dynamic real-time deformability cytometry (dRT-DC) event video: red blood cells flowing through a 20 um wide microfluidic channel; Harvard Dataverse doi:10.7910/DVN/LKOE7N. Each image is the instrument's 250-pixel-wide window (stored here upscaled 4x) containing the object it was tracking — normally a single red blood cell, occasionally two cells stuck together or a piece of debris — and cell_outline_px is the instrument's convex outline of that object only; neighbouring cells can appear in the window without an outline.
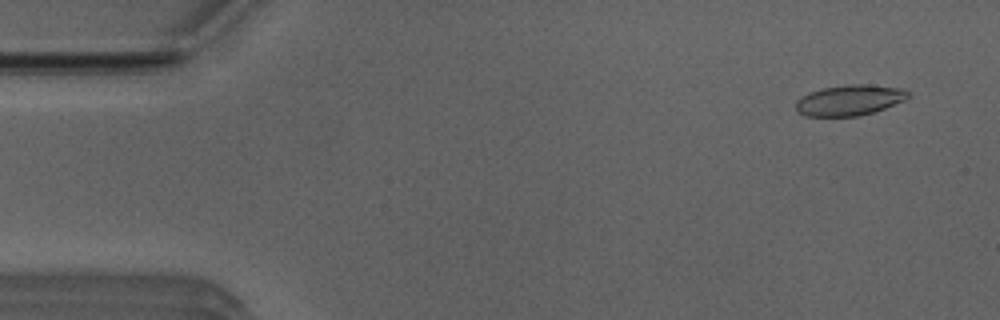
{"species": "Egyptian fruit bat (a non-hibernating species)", "species_latin": "Rousettus aegyptiacus", "temperature_condition": "room temperature", "stored_images_in_passage": 52, "camera_frame_rate_fps": 3000, "um_per_image_px": 0.085, "animal": {"sex": "male"}, "frame": {"image": 1, "passage_image": 3, "time_ms": 0.667, "image_size_px": [1000, 320], "cell_outline_px": [[912, 96], [904, 100], [884, 108], [860, 116], [804, 116], [796, 108], [796, 100], [800, 96], [808, 92], [820, 88], [848, 84], [864, 84], [904, 88]], "centroid_in_image_um": [72.2, 8.5], "position_along_channel_um": 12.8, "area_um2": 20.17}}
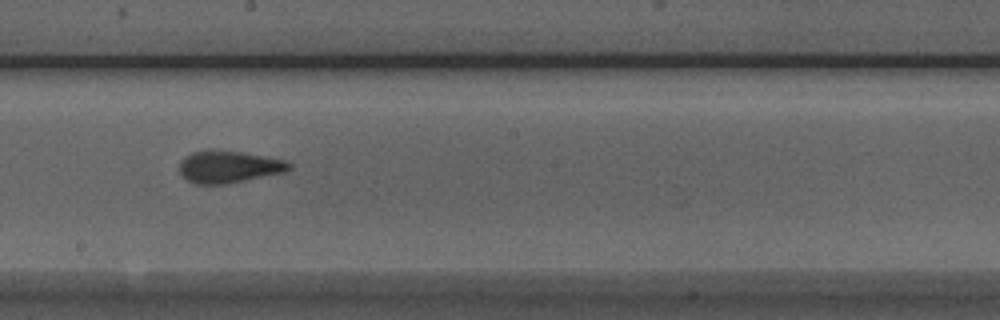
{"frame": {"image": 2, "passage_image": 28, "time_ms": 9.0, "image_size_px": [1000, 320], "cell_outline_px": [[292, 168], [284, 172], [228, 184], [196, 184], [188, 180], [180, 172], [180, 164], [184, 156], [192, 152], [208, 148], [240, 152], [264, 156], [284, 160], [292, 164]], "centroid_in_image_um": [19.43, 14.16], "position_along_channel_um": 228.8, "area_um2": 20.63}}
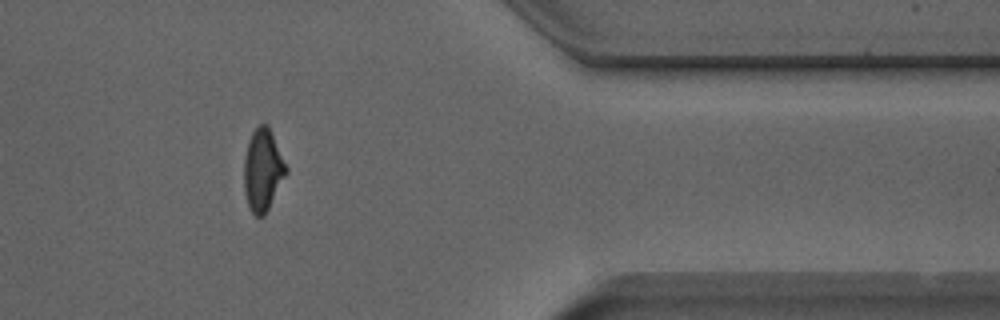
{"frame": {"image": 3, "passage_image": 42, "time_ms": 13.667, "image_size_px": [1000, 320], "cell_outline_px": [[288, 172], [264, 216], [256, 216], [248, 208], [244, 192], [244, 160], [248, 140], [252, 132], [260, 124], [268, 124], [288, 168]], "centroid_in_image_um": [22.33, 14.45], "position_along_channel_um": 389.1, "area_um2": 20.23}, "authors_computed_cell_mechanics": {"area_um2": 20.1722, "velocity_mm_per_s": 3.9508, "shape_relaxation_time_tau1_ms": 5.0158, "shape_relaxation_time_tau2_ms": 0.8808, "deformation_change_tau1": 0.1465, "deformation_change_tau2": 0.0785}}